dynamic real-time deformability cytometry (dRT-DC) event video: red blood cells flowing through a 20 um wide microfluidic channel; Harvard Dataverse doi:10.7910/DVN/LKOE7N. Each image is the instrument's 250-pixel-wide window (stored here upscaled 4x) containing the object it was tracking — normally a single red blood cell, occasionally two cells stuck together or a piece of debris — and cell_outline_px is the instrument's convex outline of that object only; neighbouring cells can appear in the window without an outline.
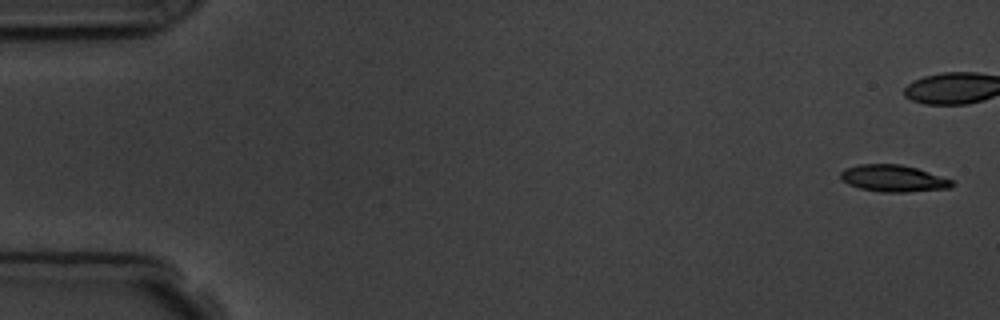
{"species": "common noctule bat (a hibernating species)", "species_latin": "Nyctalus noctula", "temperature_condition": "room temperature", "stored_images_in_passage": 4, "camera_frame_rate_fps": 3000, "um_per_image_px": 0.085, "animal": {"sex": "male", "body_mass_g": 19.5, "forearm_length_mm": 54.6}, "frame": {"image": 1, "passage_image": 1, "time_ms": 0.0, "image_size_px": [1000, 320], "cell_outline_px": [[956, 184], [952, 188], [908, 192], [880, 192], [860, 188], [848, 184], [840, 180], [840, 172], [844, 168], [856, 164], [900, 164], [916, 168], [952, 180]], "centroid_in_image_um": [75.91, 15.16], "position_along_channel_um": 9.1, "area_um2": 17.57}}